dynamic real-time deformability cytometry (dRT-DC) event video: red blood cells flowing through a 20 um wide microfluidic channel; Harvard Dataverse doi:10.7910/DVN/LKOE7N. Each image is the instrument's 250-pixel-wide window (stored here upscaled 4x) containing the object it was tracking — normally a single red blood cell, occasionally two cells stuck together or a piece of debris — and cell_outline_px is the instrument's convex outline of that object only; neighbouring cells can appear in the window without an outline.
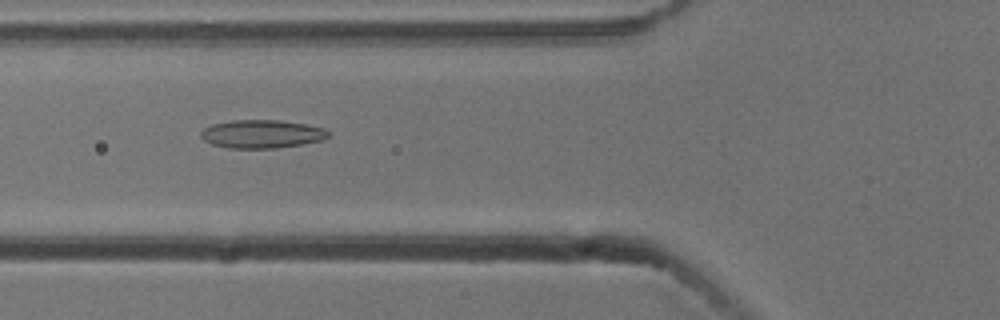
{"species": "common noctule bat (a hibernating species)", "species_latin": "Nyctalus noctula", "temperature_condition": "cold", "stored_images_in_passage": 43, "camera_frame_rate_fps": 3000, "um_per_image_px": 0.085, "animal": {"sex": "male", "body_mass_g": 13.3}, "frame": {"image": 1, "passage_image": 9, "time_ms": 2.667, "image_size_px": [1000, 320], "cell_outline_px": [[328, 136], [320, 140], [300, 144], [276, 148], [228, 148], [212, 144], [204, 140], [200, 136], [200, 132], [204, 128], [212, 124], [232, 120], [280, 120], [304, 124], [324, 128], [328, 132]], "centroid_in_image_um": [22.2, 11.38], "position_along_channel_um": 103.6, "area_um2": 20.81}}
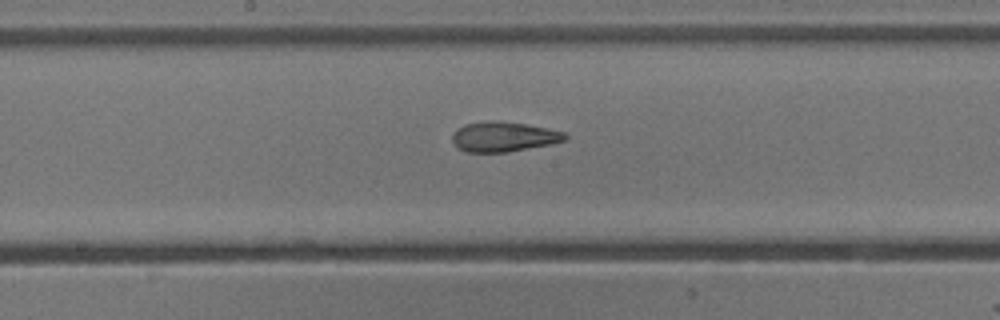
{"frame": {"image": 2, "passage_image": 17, "time_ms": 5.333, "image_size_px": [1000, 320], "cell_outline_px": [[568, 136], [564, 140], [552, 144], [508, 152], [464, 152], [452, 140], [452, 136], [456, 128], [464, 124], [488, 120], [524, 124], [548, 128], [564, 132]], "centroid_in_image_um": [42.8, 11.62], "position_along_channel_um": 205.4, "area_um2": 19.59}}
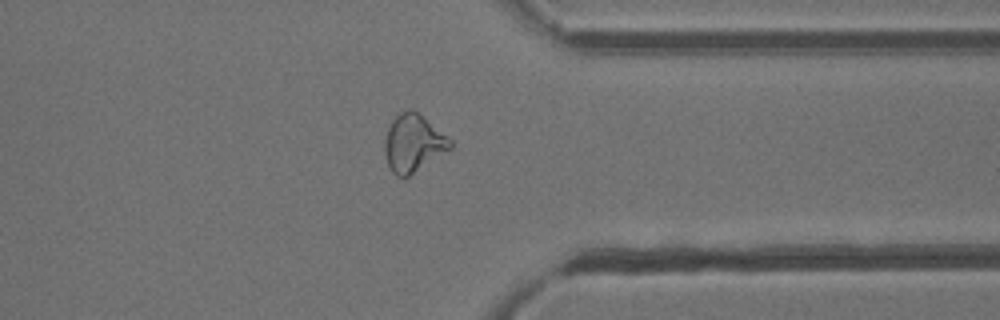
{"frame": {"image": 3, "passage_image": 31, "time_ms": 10.0, "image_size_px": [1000, 320], "cell_outline_px": [[452, 148], [404, 180], [396, 176], [392, 172], [388, 164], [384, 152], [384, 140], [388, 128], [392, 120], [400, 112], [408, 108], [412, 108], [452, 140]], "centroid_in_image_um": [35.11, 12.2], "position_along_channel_um": 376.3, "area_um2": 22.14}, "authors_computed_cell_mechanics": {"area_um2": 20.9236, "velocity_mm_per_s": 3.7933, "shape_relaxation_time_tau1_ms": null, "shape_relaxation_time_tau2_ms": 2.1912, "deformation_change_tau1": null, "deformation_change_tau2": 0.0895}}